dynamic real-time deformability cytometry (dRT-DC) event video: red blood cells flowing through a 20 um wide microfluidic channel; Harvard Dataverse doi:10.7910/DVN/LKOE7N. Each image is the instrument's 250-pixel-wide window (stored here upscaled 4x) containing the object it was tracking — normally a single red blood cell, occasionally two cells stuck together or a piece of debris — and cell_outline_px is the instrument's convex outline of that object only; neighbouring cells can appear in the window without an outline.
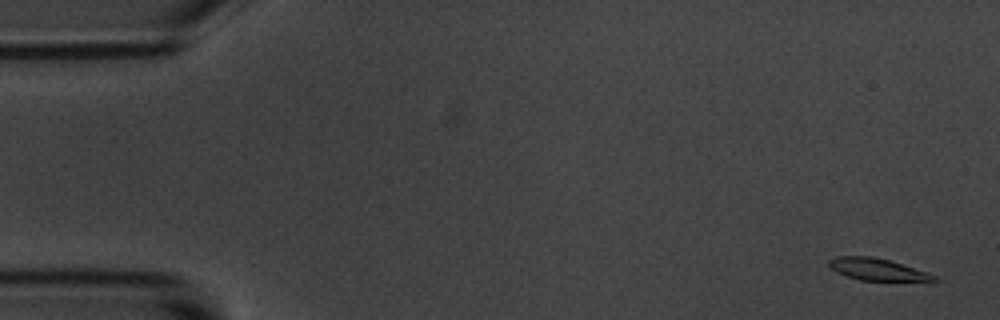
{"species": "common noctule bat (a hibernating species)", "species_latin": "Nyctalus noctula", "temperature_condition": "room temperature", "stored_images_in_passage": 56, "camera_frame_rate_fps": 3000, "um_per_image_px": 0.085, "animal": {"sex": "male", "body_mass_g": 20.1, "forearm_length_mm": 53.5}, "frame": {"image": 1, "passage_image": 2, "time_ms": 0.333, "image_size_px": [1000, 320], "cell_outline_px": [[940, 280], [932, 284], [928, 284], [860, 280], [836, 272], [828, 264], [828, 260], [836, 256], [872, 256], [888, 260], [928, 272], [936, 276]], "centroid_in_image_um": [74.77, 22.97], "position_along_channel_um": 10.2, "area_um2": 14.33}}
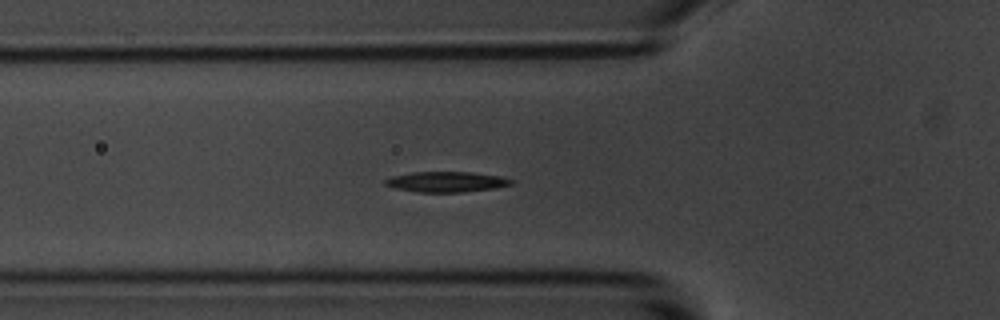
{"frame": {"image": 2, "passage_image": 19, "time_ms": 6.0, "image_size_px": [1000, 320], "cell_outline_px": [[516, 180], [512, 184], [496, 188], [464, 192], [416, 192], [396, 188], [384, 184], [384, 180], [392, 176], [412, 172], [472, 172], [500, 176]], "centroid_in_image_um": [37.98, 15.45], "position_along_channel_um": 87.8, "area_um2": 15.09}}
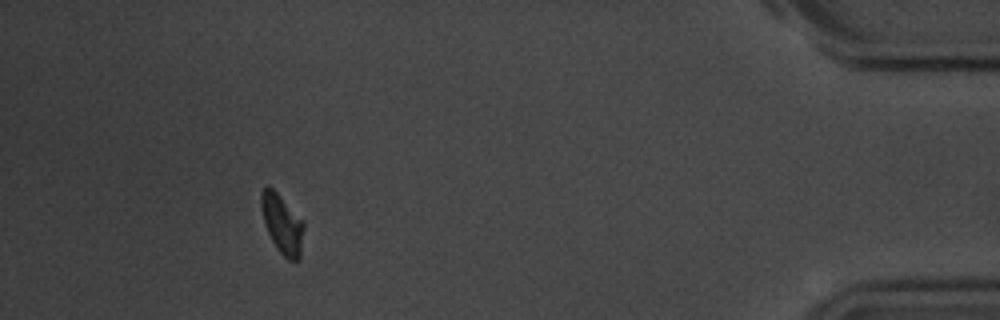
{"frame": {"image": 3, "passage_image": 51, "time_ms": 16.667, "image_size_px": [1000, 320], "cell_outline_px": [[304, 228], [300, 260], [288, 260], [276, 248], [268, 232], [264, 220], [260, 204], [260, 192], [264, 188], [272, 188], [304, 220]], "centroid_in_image_um": [24.01, 19.06], "position_along_channel_um": 411.2, "area_um2": 14.62}}